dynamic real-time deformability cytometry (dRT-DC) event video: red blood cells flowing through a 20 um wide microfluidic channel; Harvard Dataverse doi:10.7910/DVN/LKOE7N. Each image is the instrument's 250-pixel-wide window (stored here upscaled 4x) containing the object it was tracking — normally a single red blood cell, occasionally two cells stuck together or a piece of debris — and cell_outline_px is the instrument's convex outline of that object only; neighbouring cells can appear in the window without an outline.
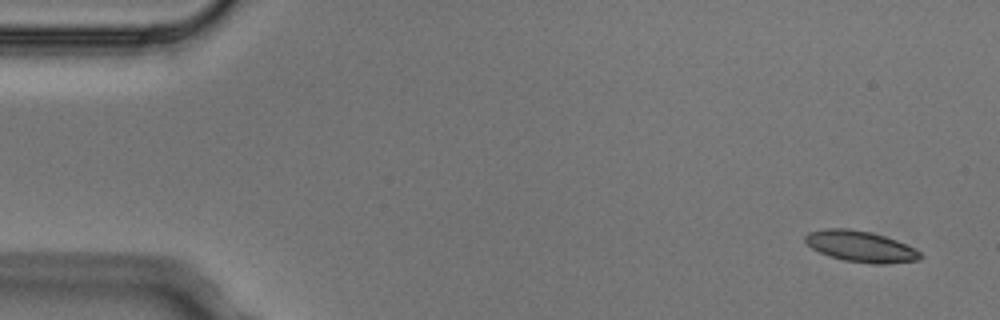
{"species": "Egyptian fruit bat (a non-hibernating species)", "species_latin": "Rousettus aegyptiacus", "temperature_condition": "cold", "stored_images_in_passage": 5, "camera_frame_rate_fps": 3000, "um_per_image_px": 0.085, "animal": {"sex": "male"}, "frame": {"image": 1, "passage_image": 1, "time_ms": 0.0, "image_size_px": [1000, 320], "cell_outline_px": [[924, 256], [920, 260], [880, 264], [876, 264], [844, 260], [828, 256], [812, 248], [804, 240], [804, 236], [808, 232], [824, 228], [848, 228], [872, 232], [896, 240], [920, 252]], "centroid_in_image_um": [73.12, 20.94], "position_along_channel_um": 11.9, "area_um2": 20.75}}
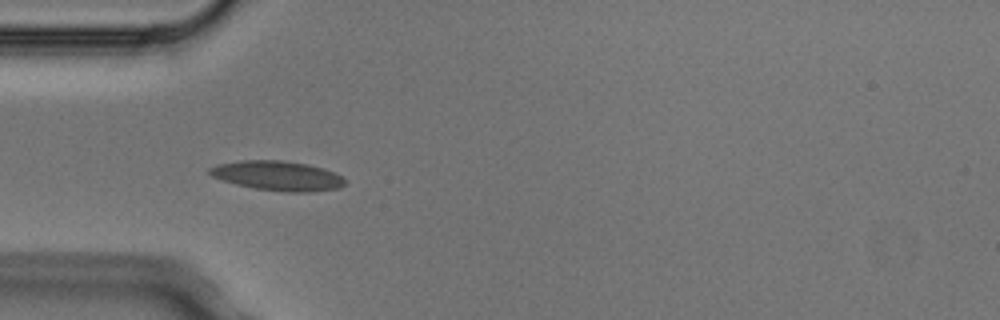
{"frame": {"image": 2, "passage_image": 4, "time_ms": 1.0, "image_size_px": [1000, 320], "cell_outline_px": [[348, 180], [340, 188], [308, 192], [288, 192], [256, 188], [236, 184], [212, 176], [208, 172], [208, 168], [216, 164], [240, 160], [284, 160], [308, 164], [324, 168], [336, 172]], "centroid_in_image_um": [23.64, 14.92], "position_along_channel_um": 61.4, "area_um2": 23.52}}
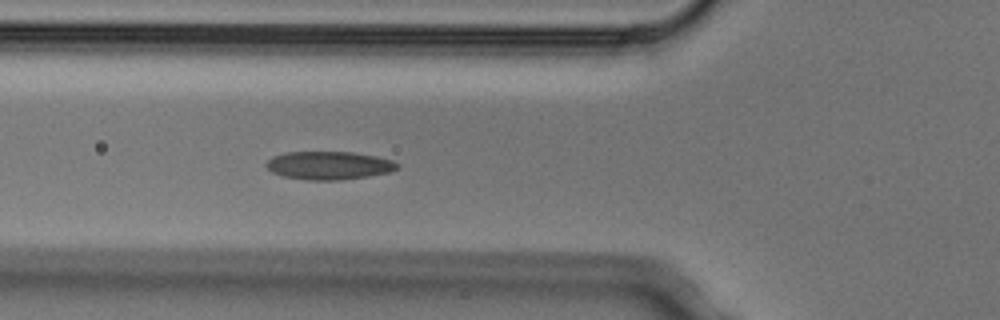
{"frame": {"image": 3, "passage_image": 5, "time_ms": 1.333, "image_size_px": [1000, 320], "cell_outline_px": [[400, 168], [388, 172], [368, 176], [340, 180], [308, 180], [284, 176], [272, 172], [264, 164], [272, 156], [288, 152], [352, 152], [376, 156], [392, 160], [400, 164]], "centroid_in_image_um": [27.97, 14.06], "position_along_channel_um": 97.8, "area_um2": 21.5}}